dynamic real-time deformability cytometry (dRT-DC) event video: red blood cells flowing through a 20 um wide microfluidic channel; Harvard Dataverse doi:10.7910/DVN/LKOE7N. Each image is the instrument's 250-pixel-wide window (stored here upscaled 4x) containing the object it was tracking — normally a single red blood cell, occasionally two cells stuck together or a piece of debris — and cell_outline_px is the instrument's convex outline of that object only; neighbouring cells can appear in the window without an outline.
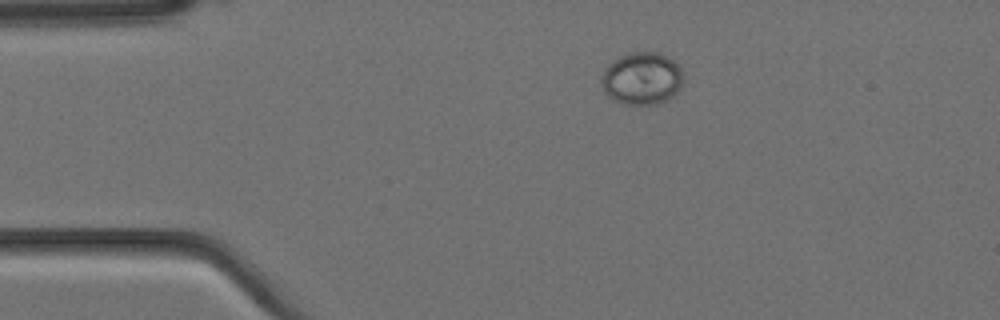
{"species": "Egyptian fruit bat (a non-hibernating species)", "species_latin": "Rousettus aegyptiacus", "temperature_condition": "cold", "stored_images_in_passage": 8, "camera_frame_rate_fps": 3000, "um_per_image_px": 0.085, "animal": {"sex": "female"}, "frame": {"image": 1, "passage_image": 1, "time_ms": 0.0, "image_size_px": [1000, 320], "cell_outline_px": [[684, 80], [680, 88], [668, 100], [656, 104], [624, 104], [612, 100], [604, 92], [600, 84], [600, 76], [604, 68], [612, 60], [628, 52], [656, 52], [672, 60], [680, 68]], "centroid_in_image_um": [54.51, 6.68], "position_along_channel_um": 30.5, "area_um2": 25.32}}
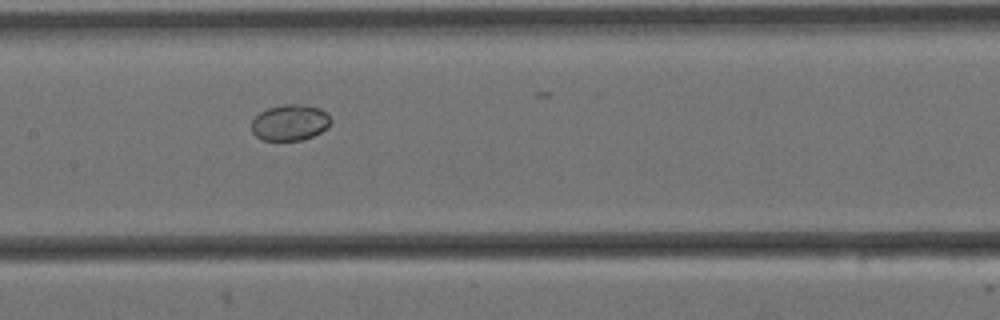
{"frame": {"image": 2, "passage_image": 6, "time_ms": 1.667, "image_size_px": [1000, 320], "cell_outline_px": [[332, 120], [328, 128], [312, 136], [300, 140], [264, 140], [256, 136], [252, 132], [252, 120], [260, 112], [268, 108], [284, 104], [300, 104], [320, 108], [328, 112]], "centroid_in_image_um": [24.68, 10.4], "position_along_channel_um": 182.7, "area_um2": 16.7}}
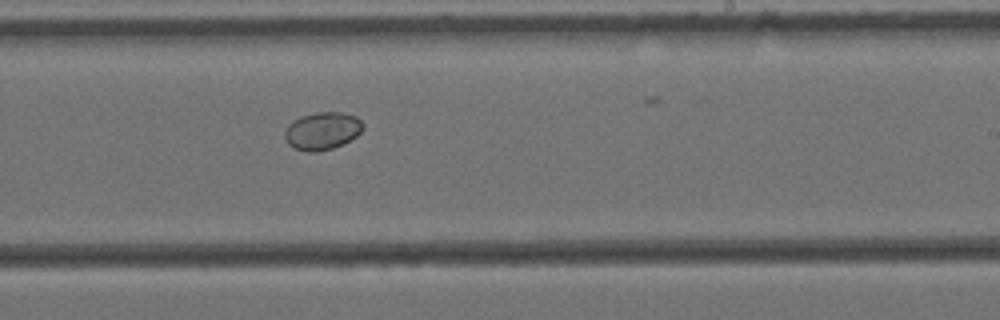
{"frame": {"image": 3, "passage_image": 8, "time_ms": 2.333, "image_size_px": [1000, 320], "cell_outline_px": [[364, 128], [356, 136], [332, 148], [316, 152], [308, 152], [296, 148], [288, 144], [284, 136], [284, 132], [288, 124], [300, 116], [316, 112], [340, 112], [356, 116], [364, 124]], "centroid_in_image_um": [27.38, 11.11], "position_along_channel_um": 261.6, "area_um2": 17.05}}